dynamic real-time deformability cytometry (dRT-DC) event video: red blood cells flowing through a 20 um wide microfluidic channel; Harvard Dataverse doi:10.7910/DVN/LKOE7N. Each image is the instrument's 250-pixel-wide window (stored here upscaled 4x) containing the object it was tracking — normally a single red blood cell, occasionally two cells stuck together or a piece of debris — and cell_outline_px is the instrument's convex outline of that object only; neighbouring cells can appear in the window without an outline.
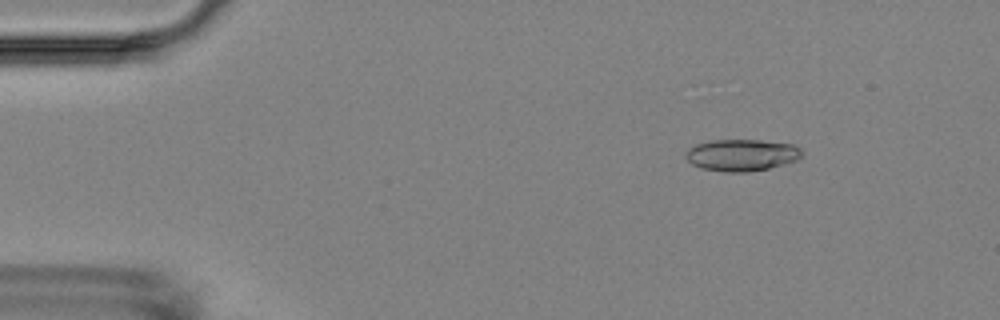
{"species": "Egyptian fruit bat (a non-hibernating species)", "species_latin": "Rousettus aegyptiacus", "temperature_condition": "room temperature", "stored_images_in_passage": 5, "camera_frame_rate_fps": 3000, "um_per_image_px": 0.085, "animal": {"sex": "female"}, "frame": {"image": 1, "passage_image": 3, "time_ms": 2.333, "image_size_px": [1000, 320], "cell_outline_px": [[800, 156], [796, 160], [768, 168], [744, 172], [728, 172], [700, 168], [692, 164], [684, 156], [688, 148], [696, 144], [712, 140], [760, 140], [792, 144], [800, 148]], "centroid_in_image_um": [62.99, 13.17], "position_along_channel_um": 22.0, "area_um2": 21.27}}